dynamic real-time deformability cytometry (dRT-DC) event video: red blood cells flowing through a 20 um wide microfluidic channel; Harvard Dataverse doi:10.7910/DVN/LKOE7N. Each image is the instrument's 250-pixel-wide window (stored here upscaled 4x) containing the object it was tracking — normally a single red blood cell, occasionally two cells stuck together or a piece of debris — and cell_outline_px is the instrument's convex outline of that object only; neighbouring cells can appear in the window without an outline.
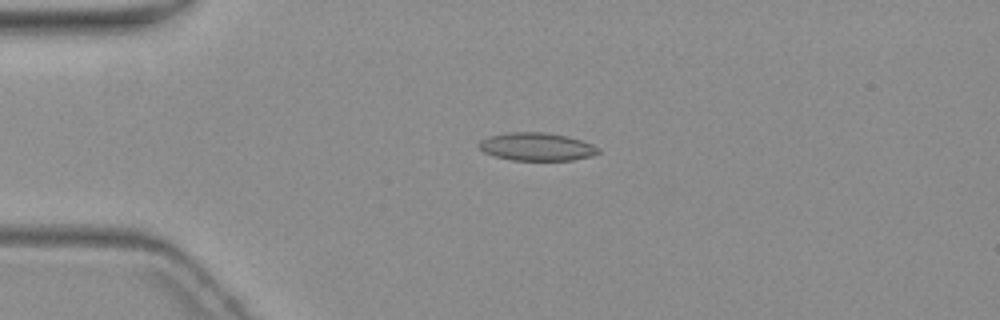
{"species": "common noctule bat (a hibernating species)", "species_latin": "Nyctalus noctula", "temperature_condition": "warm", "stored_images_in_passage": 4, "camera_frame_rate_fps": 3000, "um_per_image_px": 0.085, "animal": {"sex": "female", "body_mass_g": 19.3, "forearm_length_mm": 54.1}, "frame": {"image": 1, "passage_image": 4, "time_ms": 4.0, "image_size_px": [1000, 320], "cell_outline_px": [[600, 152], [592, 156], [572, 160], [512, 160], [496, 156], [484, 152], [480, 148], [480, 140], [488, 136], [508, 132], [544, 132], [568, 136], [592, 144], [600, 148]], "centroid_in_image_um": [45.64, 12.46], "position_along_channel_um": 39.4, "area_um2": 19.42}}